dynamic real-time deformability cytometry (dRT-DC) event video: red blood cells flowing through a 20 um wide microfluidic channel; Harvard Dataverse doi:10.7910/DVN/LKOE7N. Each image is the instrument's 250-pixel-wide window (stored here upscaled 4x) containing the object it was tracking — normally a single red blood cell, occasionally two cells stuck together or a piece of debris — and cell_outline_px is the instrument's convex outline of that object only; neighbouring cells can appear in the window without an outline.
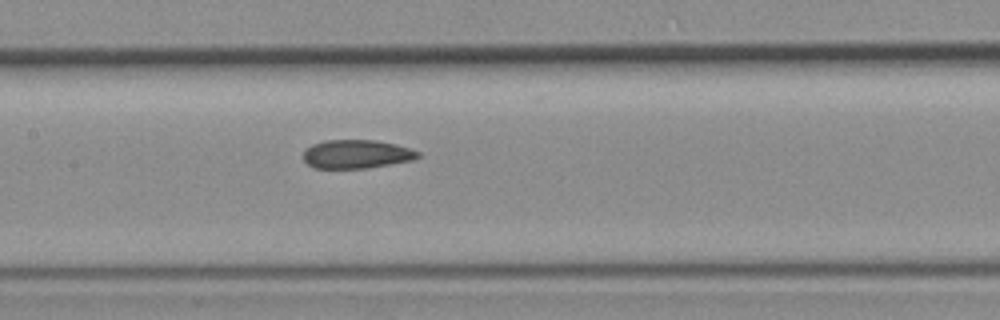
{"species": "common noctule bat (a hibernating species)", "species_latin": "Nyctalus noctula", "temperature_condition": "room temperature", "stored_images_in_passage": 6, "camera_frame_rate_fps": 3000, "um_per_image_px": 0.085, "animal": {"sex": "female", "body_mass_g": 19.3, "forearm_length_mm": 54.1}, "frame": {"image": 1, "passage_image": 6, "time_ms": 5.667, "image_size_px": [1000, 320], "cell_outline_px": [[420, 156], [412, 160], [368, 168], [312, 168], [304, 160], [304, 152], [312, 144], [324, 140], [376, 140], [396, 144], [420, 152]], "centroid_in_image_um": [30.3, 13.1], "position_along_channel_um": 177.1, "area_um2": 19.07}}